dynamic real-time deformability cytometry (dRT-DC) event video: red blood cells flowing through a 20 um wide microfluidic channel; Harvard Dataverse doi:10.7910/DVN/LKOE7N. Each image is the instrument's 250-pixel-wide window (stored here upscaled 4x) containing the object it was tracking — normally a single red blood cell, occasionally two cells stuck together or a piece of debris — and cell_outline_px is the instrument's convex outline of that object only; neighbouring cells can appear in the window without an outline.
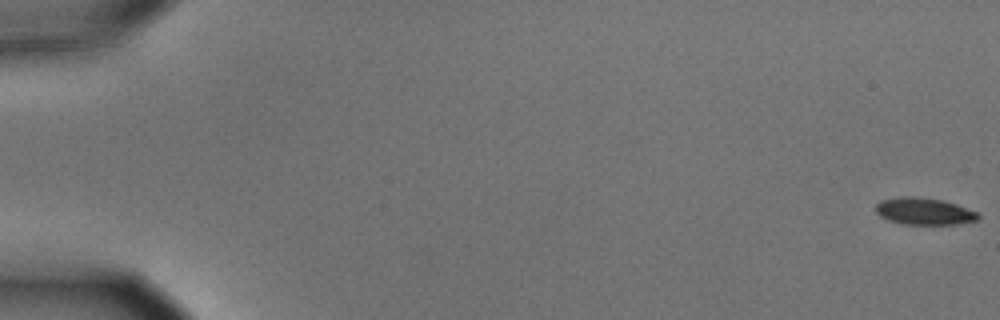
{"species": "common noctule bat (a hibernating species)", "species_latin": "Nyctalus noctula", "temperature_condition": "cold", "stored_images_in_passage": 57, "camera_frame_rate_fps": 3000, "um_per_image_px": 0.085, "animal": {"sex": "male", "body_mass_g": 15.6}, "frame": {"image": 1, "passage_image": 1, "time_ms": 0.0, "image_size_px": [1000, 320], "cell_outline_px": [[980, 220], [960, 224], [900, 224], [888, 220], [880, 216], [876, 212], [876, 204], [880, 200], [904, 196], [912, 196], [940, 200], [956, 204], [976, 212], [980, 216]], "centroid_in_image_um": [78.54, 17.97], "position_along_channel_um": 6.5, "area_um2": 16.07}}
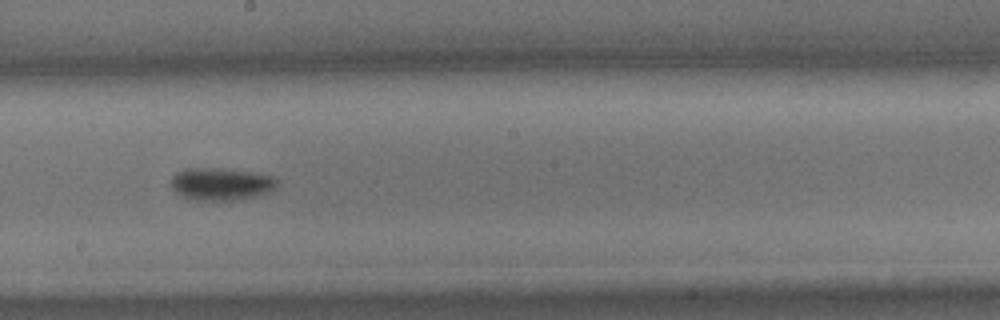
{"frame": {"image": 2, "passage_image": 33, "time_ms": 10.667, "image_size_px": [1000, 320], "cell_outline_px": [[276, 184], [268, 192], [256, 196], [240, 200], [196, 200], [184, 196], [176, 192], [172, 188], [172, 176], [176, 172], [184, 168], [220, 168], [272, 176], [276, 180]], "centroid_in_image_um": [18.74, 15.64], "position_along_channel_um": 229.5, "area_um2": 19.71}}
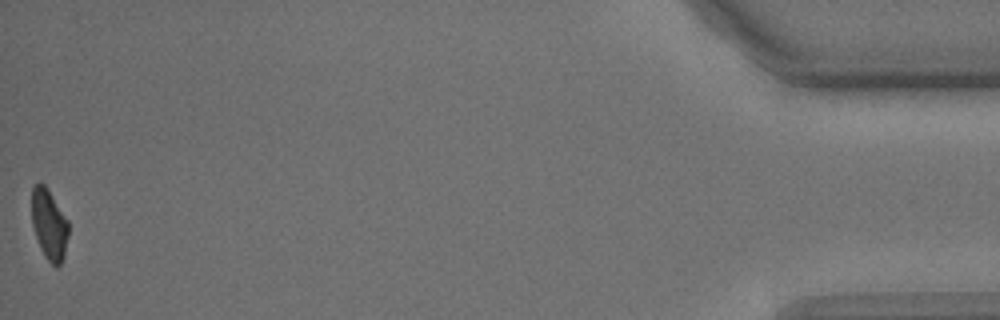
{"frame": {"image": 3, "passage_image": 57, "time_ms": 18.667, "image_size_px": [1000, 320], "cell_outline_px": [[68, 236], [64, 256], [60, 264], [56, 268], [44, 256], [40, 248], [32, 224], [32, 188], [36, 184], [44, 184], [48, 188], [68, 220]], "centroid_in_image_um": [4.18, 19.09], "position_along_channel_um": 431.0, "area_um2": 15.09}, "authors_computed_cell_mechanics": {"area_um2": 17.4556, "velocity_mm_per_s": 3.6262, "shape_relaxation_time_tau1_ms": 2.8825, "shape_relaxation_time_tau2_ms": null, "deformation_change_tau1": 0.1113, "deformation_change_tau2": null}}